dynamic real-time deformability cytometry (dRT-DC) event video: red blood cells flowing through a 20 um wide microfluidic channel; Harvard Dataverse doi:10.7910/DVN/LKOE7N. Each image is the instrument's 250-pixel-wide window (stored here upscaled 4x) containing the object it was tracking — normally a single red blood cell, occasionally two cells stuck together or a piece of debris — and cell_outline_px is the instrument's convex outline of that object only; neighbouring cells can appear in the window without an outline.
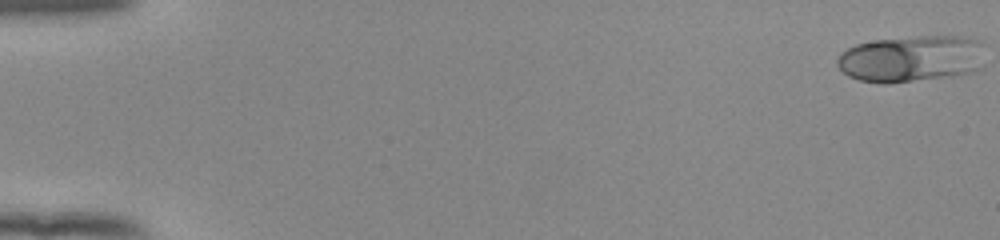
{"species": "human", "species_latin": "Homo sapiens", "temperature_condition": "room temperature", "stored_images_in_passage": 53, "camera_frame_rate_fps": 3000, "um_per_image_px": 0.085, "donor": {"sex": "female"}, "frame": {"image": 1, "passage_image": 1, "time_ms": 0.0, "image_size_px": [1000, 240], "cell_outline_px": [[984, 68], [976, 72], [952, 76], [888, 84], [884, 84], [860, 80], [848, 76], [836, 64], [836, 60], [840, 52], [856, 44], [876, 40], [920, 36], [964, 36], [984, 40]], "centroid_in_image_um": [77.55, 4.99], "position_along_channel_um": 7.4, "area_um2": 41.1}}
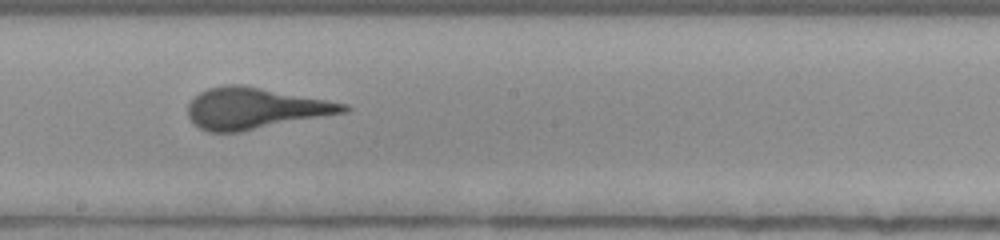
{"frame": {"image": 2, "passage_image": 31, "time_ms": 10.0, "image_size_px": [1000, 240], "cell_outline_px": [[352, 108], [348, 112], [240, 132], [208, 132], [192, 124], [188, 116], [188, 104], [200, 92], [208, 88], [224, 84], [240, 84], [348, 104]], "centroid_in_image_um": [21.66, 9.22], "position_along_channel_um": 226.5, "area_um2": 37.4}}
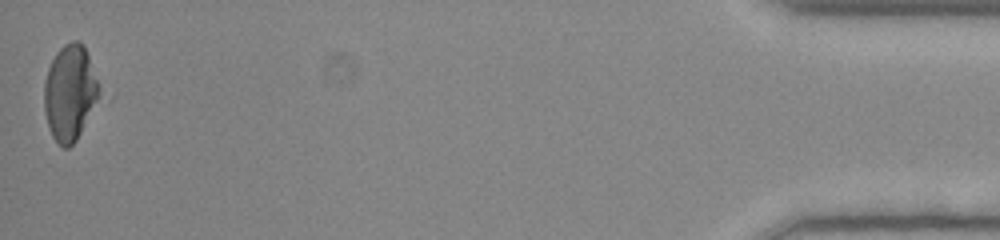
{"frame": {"image": 3, "passage_image": 53, "time_ms": 17.333, "image_size_px": [1000, 240], "cell_outline_px": [[104, 92], [76, 140], [68, 148], [64, 148], [52, 136], [44, 112], [44, 80], [48, 68], [56, 52], [64, 44], [72, 40], [76, 40], [84, 44]], "centroid_in_image_um": [5.99, 7.85], "position_along_channel_um": 429.2, "area_um2": 31.33}}